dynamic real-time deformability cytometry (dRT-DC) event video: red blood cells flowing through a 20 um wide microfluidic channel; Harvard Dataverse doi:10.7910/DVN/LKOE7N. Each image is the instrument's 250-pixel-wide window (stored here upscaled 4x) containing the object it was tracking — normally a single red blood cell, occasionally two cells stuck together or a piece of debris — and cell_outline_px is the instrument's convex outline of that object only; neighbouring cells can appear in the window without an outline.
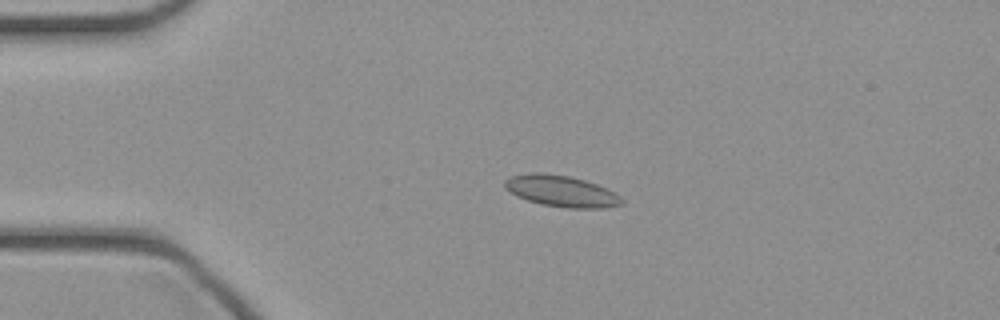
{"species": "common noctule bat (a hibernating species)", "species_latin": "Nyctalus noctula", "temperature_condition": "cold", "stored_images_in_passage": 37, "camera_frame_rate_fps": 3000, "um_per_image_px": 0.085, "animal": {"sex": "female", "body_mass_g": 21.9}, "frame": {"image": 1, "passage_image": 1, "time_ms": 0.0, "image_size_px": [1000, 320], "cell_outline_px": [[624, 204], [604, 208], [568, 208], [540, 204], [516, 196], [504, 188], [504, 180], [512, 176], [532, 172], [544, 172], [568, 176], [584, 180], [608, 188], [620, 196], [624, 200]], "centroid_in_image_um": [47.72, 16.24], "position_along_channel_um": 37.3, "area_um2": 21.5}}
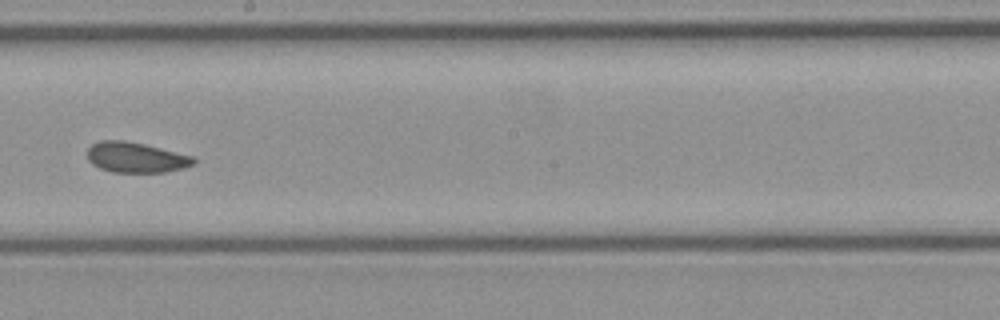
{"frame": {"image": 2, "passage_image": 17, "time_ms": 5.333, "image_size_px": [1000, 320], "cell_outline_px": [[196, 164], [184, 168], [164, 172], [112, 172], [100, 168], [92, 164], [88, 160], [88, 148], [92, 144], [100, 140], [124, 140], [144, 144], [192, 156], [196, 160]], "centroid_in_image_um": [11.55, 13.38], "position_along_channel_um": 236.7, "area_um2": 18.79}}
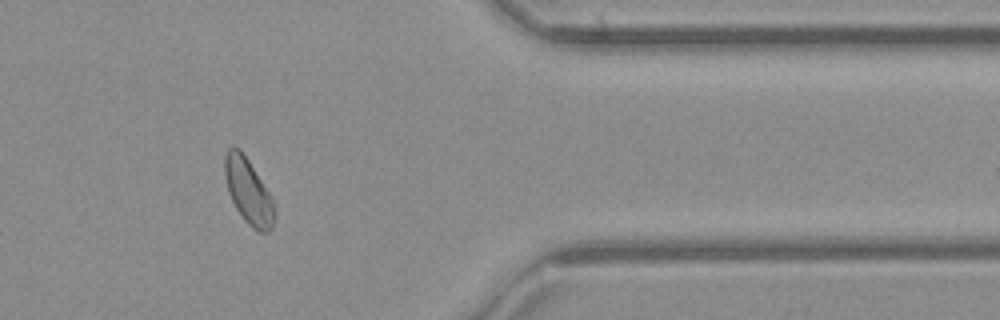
{"frame": {"image": 3, "passage_image": 29, "time_ms": 9.333, "image_size_px": [1000, 320], "cell_outline_px": [[276, 216], [272, 228], [268, 232], [260, 232], [252, 228], [244, 220], [236, 208], [228, 192], [224, 176], [224, 156], [228, 148], [240, 148], [276, 200]], "centroid_in_image_um": [21.16, 16.28], "position_along_channel_um": 390.2, "area_um2": 19.48}}